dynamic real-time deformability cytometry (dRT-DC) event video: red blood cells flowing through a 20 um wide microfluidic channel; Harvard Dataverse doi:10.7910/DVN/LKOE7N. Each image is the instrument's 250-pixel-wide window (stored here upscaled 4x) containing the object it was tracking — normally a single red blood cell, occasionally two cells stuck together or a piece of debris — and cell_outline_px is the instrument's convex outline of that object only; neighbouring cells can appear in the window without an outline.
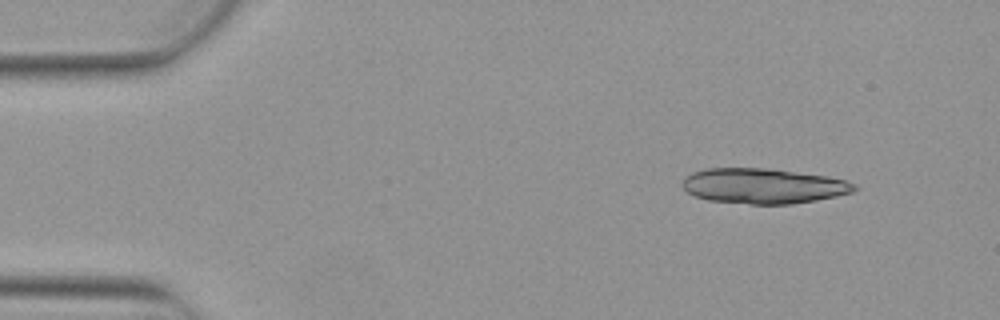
{"species": "Egyptian fruit bat (a non-hibernating species)", "species_latin": "Rousettus aegyptiacus", "temperature_condition": "warm", "stored_images_in_passage": 7, "camera_frame_rate_fps": 3000, "um_per_image_px": 0.085, "animal": {"sex": "female"}, "frame": {"image": 1, "passage_image": 2, "time_ms": 0.333, "image_size_px": [1000, 320], "cell_outline_px": [[860, 188], [852, 192], [836, 196], [816, 200], [792, 204], [752, 204], [708, 200], [696, 196], [688, 192], [680, 184], [684, 176], [692, 172], [704, 168], [772, 168], [828, 176], [844, 180], [856, 184]], "centroid_in_image_um": [64.88, 15.79], "position_along_channel_um": 20.1, "area_um2": 35.6}}
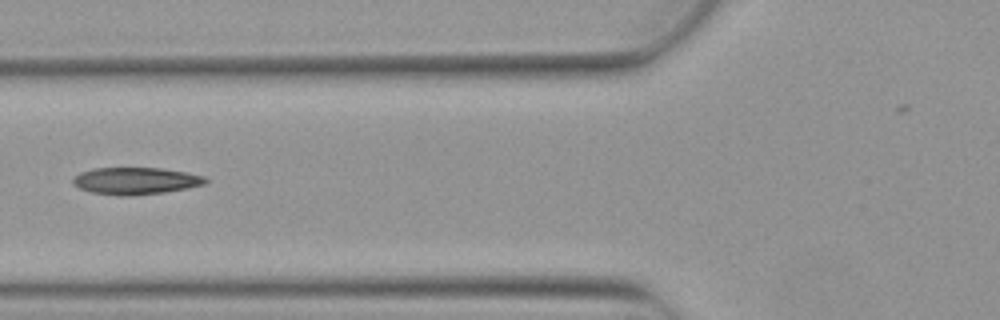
{"frame": {"image": 2, "passage_image": 6, "time_ms": 1.667, "image_size_px": [1000, 320], "cell_outline_px": [[208, 180], [204, 184], [188, 188], [164, 192], [132, 196], [116, 196], [92, 192], [80, 188], [72, 184], [72, 180], [80, 172], [92, 168], [164, 168], [188, 172], [204, 176]], "centroid_in_image_um": [11.53, 15.37], "position_along_channel_um": 114.3, "area_um2": 21.04}}
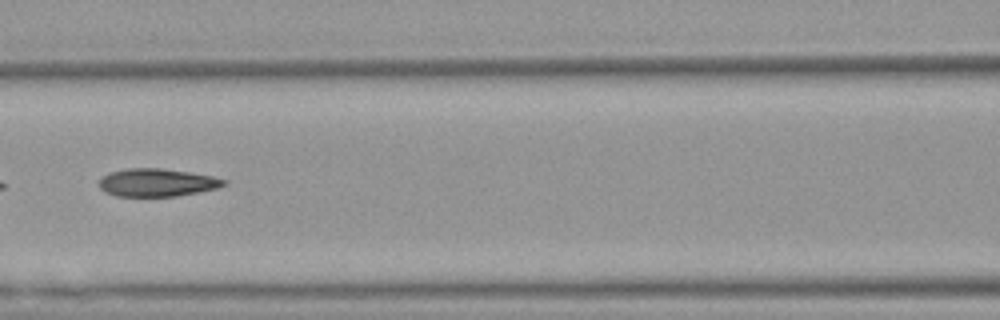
{"frame": {"image": 3, "passage_image": 7, "time_ms": 2.0, "image_size_px": [1000, 320], "cell_outline_px": [[228, 184], [216, 188], [200, 192], [176, 196], [116, 196], [104, 192], [100, 188], [100, 176], [112, 172], [128, 168], [160, 168], [188, 172], [212, 176], [228, 180]], "centroid_in_image_um": [13.35, 15.52], "position_along_channel_um": 153.2, "area_um2": 20.29}}